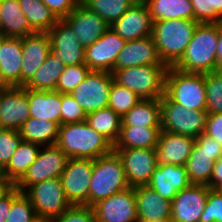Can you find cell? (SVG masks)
<instances>
[{"label":"cell","mask_w":222,"mask_h":222,"mask_svg":"<svg viewBox=\"0 0 222 222\" xmlns=\"http://www.w3.org/2000/svg\"><path fill=\"white\" fill-rule=\"evenodd\" d=\"M218 23H199L175 69L195 74L217 71Z\"/></svg>","instance_id":"1"},{"label":"cell","mask_w":222,"mask_h":222,"mask_svg":"<svg viewBox=\"0 0 222 222\" xmlns=\"http://www.w3.org/2000/svg\"><path fill=\"white\" fill-rule=\"evenodd\" d=\"M56 145L69 158L96 159L113 150V144L86 121L60 125Z\"/></svg>","instance_id":"2"},{"label":"cell","mask_w":222,"mask_h":222,"mask_svg":"<svg viewBox=\"0 0 222 222\" xmlns=\"http://www.w3.org/2000/svg\"><path fill=\"white\" fill-rule=\"evenodd\" d=\"M198 24L196 20L185 19L153 22L152 37L159 58L167 67L181 59Z\"/></svg>","instance_id":"3"},{"label":"cell","mask_w":222,"mask_h":222,"mask_svg":"<svg viewBox=\"0 0 222 222\" xmlns=\"http://www.w3.org/2000/svg\"><path fill=\"white\" fill-rule=\"evenodd\" d=\"M128 187L123 163L116 151L93 159L88 206L92 207Z\"/></svg>","instance_id":"4"},{"label":"cell","mask_w":222,"mask_h":222,"mask_svg":"<svg viewBox=\"0 0 222 222\" xmlns=\"http://www.w3.org/2000/svg\"><path fill=\"white\" fill-rule=\"evenodd\" d=\"M164 94L186 109L206 111L204 74L186 73L174 67H168L165 74Z\"/></svg>","instance_id":"5"},{"label":"cell","mask_w":222,"mask_h":222,"mask_svg":"<svg viewBox=\"0 0 222 222\" xmlns=\"http://www.w3.org/2000/svg\"><path fill=\"white\" fill-rule=\"evenodd\" d=\"M166 65H146L117 69L114 81L136 93L141 100L161 99L164 95Z\"/></svg>","instance_id":"6"},{"label":"cell","mask_w":222,"mask_h":222,"mask_svg":"<svg viewBox=\"0 0 222 222\" xmlns=\"http://www.w3.org/2000/svg\"><path fill=\"white\" fill-rule=\"evenodd\" d=\"M207 112L189 110L171 101L165 94L161 98V130L197 138L204 133Z\"/></svg>","instance_id":"7"},{"label":"cell","mask_w":222,"mask_h":222,"mask_svg":"<svg viewBox=\"0 0 222 222\" xmlns=\"http://www.w3.org/2000/svg\"><path fill=\"white\" fill-rule=\"evenodd\" d=\"M24 194L31 201L37 217L52 219L60 216L72 206L63 191L60 177L36 183L30 186Z\"/></svg>","instance_id":"8"},{"label":"cell","mask_w":222,"mask_h":222,"mask_svg":"<svg viewBox=\"0 0 222 222\" xmlns=\"http://www.w3.org/2000/svg\"><path fill=\"white\" fill-rule=\"evenodd\" d=\"M69 157L55 144L41 147L36 160L28 171L15 184V187L24 193L30 186L47 179L60 177Z\"/></svg>","instance_id":"9"},{"label":"cell","mask_w":222,"mask_h":222,"mask_svg":"<svg viewBox=\"0 0 222 222\" xmlns=\"http://www.w3.org/2000/svg\"><path fill=\"white\" fill-rule=\"evenodd\" d=\"M114 81L111 72L90 71L72 92L71 96L86 114L108 107L109 93Z\"/></svg>","instance_id":"10"},{"label":"cell","mask_w":222,"mask_h":222,"mask_svg":"<svg viewBox=\"0 0 222 222\" xmlns=\"http://www.w3.org/2000/svg\"><path fill=\"white\" fill-rule=\"evenodd\" d=\"M93 159L69 158L60 175L63 191L71 205L88 206Z\"/></svg>","instance_id":"11"},{"label":"cell","mask_w":222,"mask_h":222,"mask_svg":"<svg viewBox=\"0 0 222 222\" xmlns=\"http://www.w3.org/2000/svg\"><path fill=\"white\" fill-rule=\"evenodd\" d=\"M95 222H135L138 220L135 187H128L92 206Z\"/></svg>","instance_id":"12"},{"label":"cell","mask_w":222,"mask_h":222,"mask_svg":"<svg viewBox=\"0 0 222 222\" xmlns=\"http://www.w3.org/2000/svg\"><path fill=\"white\" fill-rule=\"evenodd\" d=\"M120 156L127 183L130 187L147 185L157 168L155 149L130 148L113 149Z\"/></svg>","instance_id":"13"},{"label":"cell","mask_w":222,"mask_h":222,"mask_svg":"<svg viewBox=\"0 0 222 222\" xmlns=\"http://www.w3.org/2000/svg\"><path fill=\"white\" fill-rule=\"evenodd\" d=\"M126 41L109 28L92 45L85 48L84 64L91 71H104L113 74L118 53Z\"/></svg>","instance_id":"14"},{"label":"cell","mask_w":222,"mask_h":222,"mask_svg":"<svg viewBox=\"0 0 222 222\" xmlns=\"http://www.w3.org/2000/svg\"><path fill=\"white\" fill-rule=\"evenodd\" d=\"M29 117L27 88L3 86L0 89L1 129L19 131Z\"/></svg>","instance_id":"15"},{"label":"cell","mask_w":222,"mask_h":222,"mask_svg":"<svg viewBox=\"0 0 222 222\" xmlns=\"http://www.w3.org/2000/svg\"><path fill=\"white\" fill-rule=\"evenodd\" d=\"M210 187L191 184L177 192L171 201L172 222H199L205 208Z\"/></svg>","instance_id":"16"},{"label":"cell","mask_w":222,"mask_h":222,"mask_svg":"<svg viewBox=\"0 0 222 222\" xmlns=\"http://www.w3.org/2000/svg\"><path fill=\"white\" fill-rule=\"evenodd\" d=\"M47 33L51 41L50 52L54 57L60 59L65 66L84 64L85 48L63 19Z\"/></svg>","instance_id":"17"},{"label":"cell","mask_w":222,"mask_h":222,"mask_svg":"<svg viewBox=\"0 0 222 222\" xmlns=\"http://www.w3.org/2000/svg\"><path fill=\"white\" fill-rule=\"evenodd\" d=\"M63 20L71 27L84 48L92 45L110 28L105 20L82 2Z\"/></svg>","instance_id":"18"},{"label":"cell","mask_w":222,"mask_h":222,"mask_svg":"<svg viewBox=\"0 0 222 222\" xmlns=\"http://www.w3.org/2000/svg\"><path fill=\"white\" fill-rule=\"evenodd\" d=\"M110 28L126 42L152 35L153 21L144 1H137Z\"/></svg>","instance_id":"19"},{"label":"cell","mask_w":222,"mask_h":222,"mask_svg":"<svg viewBox=\"0 0 222 222\" xmlns=\"http://www.w3.org/2000/svg\"><path fill=\"white\" fill-rule=\"evenodd\" d=\"M51 41L47 32H36L22 38L21 87H25L50 53Z\"/></svg>","instance_id":"20"},{"label":"cell","mask_w":222,"mask_h":222,"mask_svg":"<svg viewBox=\"0 0 222 222\" xmlns=\"http://www.w3.org/2000/svg\"><path fill=\"white\" fill-rule=\"evenodd\" d=\"M147 185L162 198L172 201L177 192L188 188L191 183L185 166L157 164Z\"/></svg>","instance_id":"21"},{"label":"cell","mask_w":222,"mask_h":222,"mask_svg":"<svg viewBox=\"0 0 222 222\" xmlns=\"http://www.w3.org/2000/svg\"><path fill=\"white\" fill-rule=\"evenodd\" d=\"M146 65H165L159 58L152 35L126 42L117 55L113 73L117 69Z\"/></svg>","instance_id":"22"},{"label":"cell","mask_w":222,"mask_h":222,"mask_svg":"<svg viewBox=\"0 0 222 222\" xmlns=\"http://www.w3.org/2000/svg\"><path fill=\"white\" fill-rule=\"evenodd\" d=\"M194 143V137L161 130L155 148L157 163L185 166Z\"/></svg>","instance_id":"23"},{"label":"cell","mask_w":222,"mask_h":222,"mask_svg":"<svg viewBox=\"0 0 222 222\" xmlns=\"http://www.w3.org/2000/svg\"><path fill=\"white\" fill-rule=\"evenodd\" d=\"M22 38L7 37L0 49V84L21 87Z\"/></svg>","instance_id":"24"},{"label":"cell","mask_w":222,"mask_h":222,"mask_svg":"<svg viewBox=\"0 0 222 222\" xmlns=\"http://www.w3.org/2000/svg\"><path fill=\"white\" fill-rule=\"evenodd\" d=\"M135 195L138 220L143 222L170 220L171 201L162 198L148 185L136 186Z\"/></svg>","instance_id":"25"},{"label":"cell","mask_w":222,"mask_h":222,"mask_svg":"<svg viewBox=\"0 0 222 222\" xmlns=\"http://www.w3.org/2000/svg\"><path fill=\"white\" fill-rule=\"evenodd\" d=\"M29 115L32 118L48 119L61 125V93L52 91H37L27 88Z\"/></svg>","instance_id":"26"},{"label":"cell","mask_w":222,"mask_h":222,"mask_svg":"<svg viewBox=\"0 0 222 222\" xmlns=\"http://www.w3.org/2000/svg\"><path fill=\"white\" fill-rule=\"evenodd\" d=\"M35 33L28 24L18 0H2L0 6V34L23 38Z\"/></svg>","instance_id":"27"},{"label":"cell","mask_w":222,"mask_h":222,"mask_svg":"<svg viewBox=\"0 0 222 222\" xmlns=\"http://www.w3.org/2000/svg\"><path fill=\"white\" fill-rule=\"evenodd\" d=\"M160 131L161 127L121 126L119 138L113 149H155Z\"/></svg>","instance_id":"28"},{"label":"cell","mask_w":222,"mask_h":222,"mask_svg":"<svg viewBox=\"0 0 222 222\" xmlns=\"http://www.w3.org/2000/svg\"><path fill=\"white\" fill-rule=\"evenodd\" d=\"M59 125L54 121L29 117L19 129L22 141L31 142L41 147L55 145Z\"/></svg>","instance_id":"29"},{"label":"cell","mask_w":222,"mask_h":222,"mask_svg":"<svg viewBox=\"0 0 222 222\" xmlns=\"http://www.w3.org/2000/svg\"><path fill=\"white\" fill-rule=\"evenodd\" d=\"M153 22L171 19L194 20L191 0H144Z\"/></svg>","instance_id":"30"},{"label":"cell","mask_w":222,"mask_h":222,"mask_svg":"<svg viewBox=\"0 0 222 222\" xmlns=\"http://www.w3.org/2000/svg\"><path fill=\"white\" fill-rule=\"evenodd\" d=\"M161 99H143L121 117V126L161 127Z\"/></svg>","instance_id":"31"},{"label":"cell","mask_w":222,"mask_h":222,"mask_svg":"<svg viewBox=\"0 0 222 222\" xmlns=\"http://www.w3.org/2000/svg\"><path fill=\"white\" fill-rule=\"evenodd\" d=\"M40 149V145L21 141L2 173L15 185L36 160Z\"/></svg>","instance_id":"32"},{"label":"cell","mask_w":222,"mask_h":222,"mask_svg":"<svg viewBox=\"0 0 222 222\" xmlns=\"http://www.w3.org/2000/svg\"><path fill=\"white\" fill-rule=\"evenodd\" d=\"M30 28L36 32H48L59 19L41 0H18Z\"/></svg>","instance_id":"33"},{"label":"cell","mask_w":222,"mask_h":222,"mask_svg":"<svg viewBox=\"0 0 222 222\" xmlns=\"http://www.w3.org/2000/svg\"><path fill=\"white\" fill-rule=\"evenodd\" d=\"M214 160L196 142L185 164L191 184L209 185Z\"/></svg>","instance_id":"34"},{"label":"cell","mask_w":222,"mask_h":222,"mask_svg":"<svg viewBox=\"0 0 222 222\" xmlns=\"http://www.w3.org/2000/svg\"><path fill=\"white\" fill-rule=\"evenodd\" d=\"M64 67V63L50 52L25 88L37 91L56 90L58 79Z\"/></svg>","instance_id":"35"},{"label":"cell","mask_w":222,"mask_h":222,"mask_svg":"<svg viewBox=\"0 0 222 222\" xmlns=\"http://www.w3.org/2000/svg\"><path fill=\"white\" fill-rule=\"evenodd\" d=\"M86 122L95 131L104 135L113 145L121 130V117L110 107L102 108L86 116Z\"/></svg>","instance_id":"36"},{"label":"cell","mask_w":222,"mask_h":222,"mask_svg":"<svg viewBox=\"0 0 222 222\" xmlns=\"http://www.w3.org/2000/svg\"><path fill=\"white\" fill-rule=\"evenodd\" d=\"M138 0H81L91 11L97 13L109 26L117 21Z\"/></svg>","instance_id":"37"},{"label":"cell","mask_w":222,"mask_h":222,"mask_svg":"<svg viewBox=\"0 0 222 222\" xmlns=\"http://www.w3.org/2000/svg\"><path fill=\"white\" fill-rule=\"evenodd\" d=\"M36 217L29 198L14 187L11 190V207L5 222H32Z\"/></svg>","instance_id":"38"},{"label":"cell","mask_w":222,"mask_h":222,"mask_svg":"<svg viewBox=\"0 0 222 222\" xmlns=\"http://www.w3.org/2000/svg\"><path fill=\"white\" fill-rule=\"evenodd\" d=\"M141 99L127 87L120 86L115 81L112 82L108 107H110L120 117L130 111Z\"/></svg>","instance_id":"39"},{"label":"cell","mask_w":222,"mask_h":222,"mask_svg":"<svg viewBox=\"0 0 222 222\" xmlns=\"http://www.w3.org/2000/svg\"><path fill=\"white\" fill-rule=\"evenodd\" d=\"M207 114L222 113V72L213 71L204 74Z\"/></svg>","instance_id":"40"},{"label":"cell","mask_w":222,"mask_h":222,"mask_svg":"<svg viewBox=\"0 0 222 222\" xmlns=\"http://www.w3.org/2000/svg\"><path fill=\"white\" fill-rule=\"evenodd\" d=\"M90 71L85 64L65 66L58 79L56 91L61 94H71Z\"/></svg>","instance_id":"41"},{"label":"cell","mask_w":222,"mask_h":222,"mask_svg":"<svg viewBox=\"0 0 222 222\" xmlns=\"http://www.w3.org/2000/svg\"><path fill=\"white\" fill-rule=\"evenodd\" d=\"M22 138L19 131L0 129V169L3 170L17 150Z\"/></svg>","instance_id":"42"},{"label":"cell","mask_w":222,"mask_h":222,"mask_svg":"<svg viewBox=\"0 0 222 222\" xmlns=\"http://www.w3.org/2000/svg\"><path fill=\"white\" fill-rule=\"evenodd\" d=\"M61 125L86 121V112L70 94H61Z\"/></svg>","instance_id":"43"},{"label":"cell","mask_w":222,"mask_h":222,"mask_svg":"<svg viewBox=\"0 0 222 222\" xmlns=\"http://www.w3.org/2000/svg\"><path fill=\"white\" fill-rule=\"evenodd\" d=\"M51 222H95L94 210L90 206L72 205Z\"/></svg>","instance_id":"44"},{"label":"cell","mask_w":222,"mask_h":222,"mask_svg":"<svg viewBox=\"0 0 222 222\" xmlns=\"http://www.w3.org/2000/svg\"><path fill=\"white\" fill-rule=\"evenodd\" d=\"M199 222H222V194L211 189Z\"/></svg>","instance_id":"45"},{"label":"cell","mask_w":222,"mask_h":222,"mask_svg":"<svg viewBox=\"0 0 222 222\" xmlns=\"http://www.w3.org/2000/svg\"><path fill=\"white\" fill-rule=\"evenodd\" d=\"M194 20L198 23H221L222 18L211 8V0H191Z\"/></svg>","instance_id":"46"},{"label":"cell","mask_w":222,"mask_h":222,"mask_svg":"<svg viewBox=\"0 0 222 222\" xmlns=\"http://www.w3.org/2000/svg\"><path fill=\"white\" fill-rule=\"evenodd\" d=\"M59 19L66 18L81 0H41Z\"/></svg>","instance_id":"47"},{"label":"cell","mask_w":222,"mask_h":222,"mask_svg":"<svg viewBox=\"0 0 222 222\" xmlns=\"http://www.w3.org/2000/svg\"><path fill=\"white\" fill-rule=\"evenodd\" d=\"M195 142L201 146L214 161L222 157V144L219 143L216 139L208 136L205 133H202L197 138H195Z\"/></svg>","instance_id":"48"},{"label":"cell","mask_w":222,"mask_h":222,"mask_svg":"<svg viewBox=\"0 0 222 222\" xmlns=\"http://www.w3.org/2000/svg\"><path fill=\"white\" fill-rule=\"evenodd\" d=\"M204 133L222 144V113L207 114Z\"/></svg>","instance_id":"49"},{"label":"cell","mask_w":222,"mask_h":222,"mask_svg":"<svg viewBox=\"0 0 222 222\" xmlns=\"http://www.w3.org/2000/svg\"><path fill=\"white\" fill-rule=\"evenodd\" d=\"M220 182H222V157L214 162L210 184L208 186L214 189Z\"/></svg>","instance_id":"50"},{"label":"cell","mask_w":222,"mask_h":222,"mask_svg":"<svg viewBox=\"0 0 222 222\" xmlns=\"http://www.w3.org/2000/svg\"><path fill=\"white\" fill-rule=\"evenodd\" d=\"M11 207V191L0 198V222H5Z\"/></svg>","instance_id":"51"},{"label":"cell","mask_w":222,"mask_h":222,"mask_svg":"<svg viewBox=\"0 0 222 222\" xmlns=\"http://www.w3.org/2000/svg\"><path fill=\"white\" fill-rule=\"evenodd\" d=\"M15 185L1 172L0 173V198L7 195Z\"/></svg>","instance_id":"52"},{"label":"cell","mask_w":222,"mask_h":222,"mask_svg":"<svg viewBox=\"0 0 222 222\" xmlns=\"http://www.w3.org/2000/svg\"><path fill=\"white\" fill-rule=\"evenodd\" d=\"M217 71L222 72V23H218Z\"/></svg>","instance_id":"53"},{"label":"cell","mask_w":222,"mask_h":222,"mask_svg":"<svg viewBox=\"0 0 222 222\" xmlns=\"http://www.w3.org/2000/svg\"><path fill=\"white\" fill-rule=\"evenodd\" d=\"M211 8L222 18V0H211Z\"/></svg>","instance_id":"54"},{"label":"cell","mask_w":222,"mask_h":222,"mask_svg":"<svg viewBox=\"0 0 222 222\" xmlns=\"http://www.w3.org/2000/svg\"><path fill=\"white\" fill-rule=\"evenodd\" d=\"M32 222H51V218L36 217Z\"/></svg>","instance_id":"55"},{"label":"cell","mask_w":222,"mask_h":222,"mask_svg":"<svg viewBox=\"0 0 222 222\" xmlns=\"http://www.w3.org/2000/svg\"><path fill=\"white\" fill-rule=\"evenodd\" d=\"M218 193L222 194V182H220L215 188Z\"/></svg>","instance_id":"56"},{"label":"cell","mask_w":222,"mask_h":222,"mask_svg":"<svg viewBox=\"0 0 222 222\" xmlns=\"http://www.w3.org/2000/svg\"><path fill=\"white\" fill-rule=\"evenodd\" d=\"M7 37H5L4 35L0 34V49L2 47V42L6 39Z\"/></svg>","instance_id":"57"},{"label":"cell","mask_w":222,"mask_h":222,"mask_svg":"<svg viewBox=\"0 0 222 222\" xmlns=\"http://www.w3.org/2000/svg\"><path fill=\"white\" fill-rule=\"evenodd\" d=\"M152 222H172L171 220H157V221H152Z\"/></svg>","instance_id":"58"}]
</instances>
